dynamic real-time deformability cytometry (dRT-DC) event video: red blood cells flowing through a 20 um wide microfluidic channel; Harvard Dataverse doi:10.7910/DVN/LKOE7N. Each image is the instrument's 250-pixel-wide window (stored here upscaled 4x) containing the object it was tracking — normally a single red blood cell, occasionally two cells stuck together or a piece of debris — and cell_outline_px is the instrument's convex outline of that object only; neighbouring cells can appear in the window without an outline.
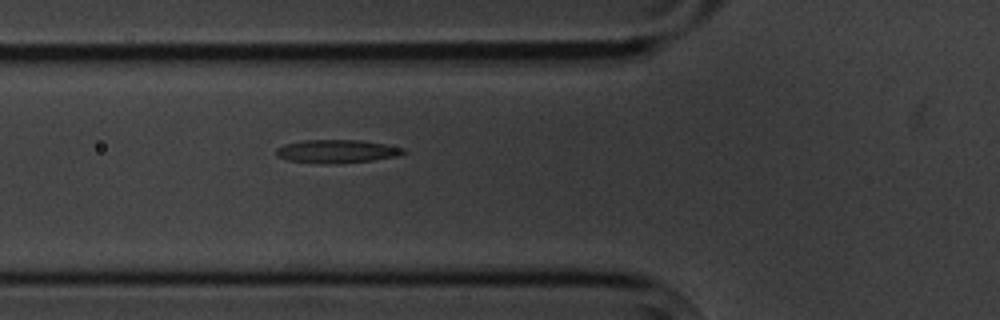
{"species": "common noctule bat (a hibernating species)", "species_latin": "Nyctalus noctula", "temperature_condition": "cold", "stored_images_in_passage": 5, "camera_frame_rate_fps": 3000, "um_per_image_px": 0.085, "animal": {"sex": "male", "body_mass_g": 20.1, "forearm_length_mm": 53.5}, "frame": {"image": 1, "passage_image": 5, "time_ms": 5.0, "image_size_px": [1000, 320], "cell_outline_px": [[408, 152], [400, 156], [372, 160], [340, 164], [320, 164], [288, 160], [276, 156], [276, 148], [284, 144], [304, 140], [360, 140], [384, 144], [404, 148]], "centroid_in_image_um": [28.64, 12.87], "position_along_channel_um": 97.2, "area_um2": 17.51}}